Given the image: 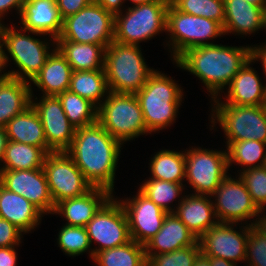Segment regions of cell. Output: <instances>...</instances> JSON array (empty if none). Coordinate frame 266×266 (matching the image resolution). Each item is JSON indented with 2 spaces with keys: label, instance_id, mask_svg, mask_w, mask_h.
Returning a JSON list of instances; mask_svg holds the SVG:
<instances>
[{
  "label": "cell",
  "instance_id": "cell-1",
  "mask_svg": "<svg viewBox=\"0 0 266 266\" xmlns=\"http://www.w3.org/2000/svg\"><path fill=\"white\" fill-rule=\"evenodd\" d=\"M121 145L97 121L76 129L66 153L93 187L106 189L112 194Z\"/></svg>",
  "mask_w": 266,
  "mask_h": 266
},
{
  "label": "cell",
  "instance_id": "cell-2",
  "mask_svg": "<svg viewBox=\"0 0 266 266\" xmlns=\"http://www.w3.org/2000/svg\"><path fill=\"white\" fill-rule=\"evenodd\" d=\"M251 59V46L203 45L185 51L176 61L178 67L197 76L210 92L211 99L229 86L233 77Z\"/></svg>",
  "mask_w": 266,
  "mask_h": 266
},
{
  "label": "cell",
  "instance_id": "cell-3",
  "mask_svg": "<svg viewBox=\"0 0 266 266\" xmlns=\"http://www.w3.org/2000/svg\"><path fill=\"white\" fill-rule=\"evenodd\" d=\"M182 91L173 78L155 70L141 90L135 93L150 134L170 127L176 120L183 99Z\"/></svg>",
  "mask_w": 266,
  "mask_h": 266
},
{
  "label": "cell",
  "instance_id": "cell-4",
  "mask_svg": "<svg viewBox=\"0 0 266 266\" xmlns=\"http://www.w3.org/2000/svg\"><path fill=\"white\" fill-rule=\"evenodd\" d=\"M140 45L113 41L105 49L104 70L109 92L135 94L155 71L144 60Z\"/></svg>",
  "mask_w": 266,
  "mask_h": 266
},
{
  "label": "cell",
  "instance_id": "cell-5",
  "mask_svg": "<svg viewBox=\"0 0 266 266\" xmlns=\"http://www.w3.org/2000/svg\"><path fill=\"white\" fill-rule=\"evenodd\" d=\"M24 32V33H22ZM27 32L21 28V32L15 30L14 26L0 25V36L3 46L10 57L3 51L5 66L9 59L13 60L19 68L18 71H8L7 76L29 82L40 72L48 56L52 53L48 42L41 41L33 36L25 35ZM49 50V51H48ZM29 79V80H28Z\"/></svg>",
  "mask_w": 266,
  "mask_h": 266
},
{
  "label": "cell",
  "instance_id": "cell-6",
  "mask_svg": "<svg viewBox=\"0 0 266 266\" xmlns=\"http://www.w3.org/2000/svg\"><path fill=\"white\" fill-rule=\"evenodd\" d=\"M170 2H154L128 7L114 15V41L138 45L156 34L166 32L167 9ZM141 41V42H140Z\"/></svg>",
  "mask_w": 266,
  "mask_h": 266
},
{
  "label": "cell",
  "instance_id": "cell-7",
  "mask_svg": "<svg viewBox=\"0 0 266 266\" xmlns=\"http://www.w3.org/2000/svg\"><path fill=\"white\" fill-rule=\"evenodd\" d=\"M98 107V122L122 144L148 134L143 113L135 94L109 92Z\"/></svg>",
  "mask_w": 266,
  "mask_h": 266
},
{
  "label": "cell",
  "instance_id": "cell-8",
  "mask_svg": "<svg viewBox=\"0 0 266 266\" xmlns=\"http://www.w3.org/2000/svg\"><path fill=\"white\" fill-rule=\"evenodd\" d=\"M166 32L169 33L171 39L168 41L170 44H167L172 45L170 47L173 51L174 62L185 51L198 46L215 44L208 40L225 35L223 26L219 22L183 13L171 3L167 9Z\"/></svg>",
  "mask_w": 266,
  "mask_h": 266
},
{
  "label": "cell",
  "instance_id": "cell-9",
  "mask_svg": "<svg viewBox=\"0 0 266 266\" xmlns=\"http://www.w3.org/2000/svg\"><path fill=\"white\" fill-rule=\"evenodd\" d=\"M56 41L89 43L107 48L114 41V15L93 0L76 14L63 19L62 32Z\"/></svg>",
  "mask_w": 266,
  "mask_h": 266
},
{
  "label": "cell",
  "instance_id": "cell-10",
  "mask_svg": "<svg viewBox=\"0 0 266 266\" xmlns=\"http://www.w3.org/2000/svg\"><path fill=\"white\" fill-rule=\"evenodd\" d=\"M211 106V128L215 127V123H219L225 133L226 142L257 140L266 143V105Z\"/></svg>",
  "mask_w": 266,
  "mask_h": 266
},
{
  "label": "cell",
  "instance_id": "cell-11",
  "mask_svg": "<svg viewBox=\"0 0 266 266\" xmlns=\"http://www.w3.org/2000/svg\"><path fill=\"white\" fill-rule=\"evenodd\" d=\"M186 151L185 180L195 189V195L211 196L228 176L227 151L200 147Z\"/></svg>",
  "mask_w": 266,
  "mask_h": 266
},
{
  "label": "cell",
  "instance_id": "cell-12",
  "mask_svg": "<svg viewBox=\"0 0 266 266\" xmlns=\"http://www.w3.org/2000/svg\"><path fill=\"white\" fill-rule=\"evenodd\" d=\"M112 195L85 226L90 243L99 247L91 249L94 256L103 250L119 247L131 241L128 220L119 199Z\"/></svg>",
  "mask_w": 266,
  "mask_h": 266
},
{
  "label": "cell",
  "instance_id": "cell-13",
  "mask_svg": "<svg viewBox=\"0 0 266 266\" xmlns=\"http://www.w3.org/2000/svg\"><path fill=\"white\" fill-rule=\"evenodd\" d=\"M43 169L54 205L82 196L93 188L66 152L48 153Z\"/></svg>",
  "mask_w": 266,
  "mask_h": 266
},
{
  "label": "cell",
  "instance_id": "cell-14",
  "mask_svg": "<svg viewBox=\"0 0 266 266\" xmlns=\"http://www.w3.org/2000/svg\"><path fill=\"white\" fill-rule=\"evenodd\" d=\"M215 198L213 203L215 214L220 223L242 222L259 217L266 210H259L252 201L244 182L227 176L216 191L211 195Z\"/></svg>",
  "mask_w": 266,
  "mask_h": 266
},
{
  "label": "cell",
  "instance_id": "cell-15",
  "mask_svg": "<svg viewBox=\"0 0 266 266\" xmlns=\"http://www.w3.org/2000/svg\"><path fill=\"white\" fill-rule=\"evenodd\" d=\"M249 225L242 231L234 230V223H220L212 226L199 239L201 253L206 257H218L237 264L246 258Z\"/></svg>",
  "mask_w": 266,
  "mask_h": 266
},
{
  "label": "cell",
  "instance_id": "cell-16",
  "mask_svg": "<svg viewBox=\"0 0 266 266\" xmlns=\"http://www.w3.org/2000/svg\"><path fill=\"white\" fill-rule=\"evenodd\" d=\"M40 98L39 103L31 99V105L43 125L48 153L66 152L72 144L76 128L65 115L57 96L43 95Z\"/></svg>",
  "mask_w": 266,
  "mask_h": 266
},
{
  "label": "cell",
  "instance_id": "cell-17",
  "mask_svg": "<svg viewBox=\"0 0 266 266\" xmlns=\"http://www.w3.org/2000/svg\"><path fill=\"white\" fill-rule=\"evenodd\" d=\"M0 184L8 191L24 196L43 214L54 211L55 205L43 168L0 170Z\"/></svg>",
  "mask_w": 266,
  "mask_h": 266
},
{
  "label": "cell",
  "instance_id": "cell-18",
  "mask_svg": "<svg viewBox=\"0 0 266 266\" xmlns=\"http://www.w3.org/2000/svg\"><path fill=\"white\" fill-rule=\"evenodd\" d=\"M132 199L119 200L129 225L131 240L145 245L161 229L167 212L140 190Z\"/></svg>",
  "mask_w": 266,
  "mask_h": 266
},
{
  "label": "cell",
  "instance_id": "cell-19",
  "mask_svg": "<svg viewBox=\"0 0 266 266\" xmlns=\"http://www.w3.org/2000/svg\"><path fill=\"white\" fill-rule=\"evenodd\" d=\"M20 17L23 29L33 35L49 34L56 44L63 27L56 0H25Z\"/></svg>",
  "mask_w": 266,
  "mask_h": 266
},
{
  "label": "cell",
  "instance_id": "cell-20",
  "mask_svg": "<svg viewBox=\"0 0 266 266\" xmlns=\"http://www.w3.org/2000/svg\"><path fill=\"white\" fill-rule=\"evenodd\" d=\"M254 60L249 59L245 65L233 77L228 86V95L226 102L213 99L214 104H230V105H249L263 106L266 105V84L262 85L257 71L250 67Z\"/></svg>",
  "mask_w": 266,
  "mask_h": 266
},
{
  "label": "cell",
  "instance_id": "cell-21",
  "mask_svg": "<svg viewBox=\"0 0 266 266\" xmlns=\"http://www.w3.org/2000/svg\"><path fill=\"white\" fill-rule=\"evenodd\" d=\"M209 197V199H208ZM209 195L188 194L178 201L174 214L199 239L218 223L213 202Z\"/></svg>",
  "mask_w": 266,
  "mask_h": 266
},
{
  "label": "cell",
  "instance_id": "cell-22",
  "mask_svg": "<svg viewBox=\"0 0 266 266\" xmlns=\"http://www.w3.org/2000/svg\"><path fill=\"white\" fill-rule=\"evenodd\" d=\"M111 196L108 190L93 187L82 196L57 203L52 214H61L67 220L66 225L85 227Z\"/></svg>",
  "mask_w": 266,
  "mask_h": 266
},
{
  "label": "cell",
  "instance_id": "cell-23",
  "mask_svg": "<svg viewBox=\"0 0 266 266\" xmlns=\"http://www.w3.org/2000/svg\"><path fill=\"white\" fill-rule=\"evenodd\" d=\"M197 242L195 235L174 213H167L161 229L144 245L145 254H166Z\"/></svg>",
  "mask_w": 266,
  "mask_h": 266
},
{
  "label": "cell",
  "instance_id": "cell-24",
  "mask_svg": "<svg viewBox=\"0 0 266 266\" xmlns=\"http://www.w3.org/2000/svg\"><path fill=\"white\" fill-rule=\"evenodd\" d=\"M44 215L24 196L8 191L0 184V217L20 229L23 234L34 230Z\"/></svg>",
  "mask_w": 266,
  "mask_h": 266
},
{
  "label": "cell",
  "instance_id": "cell-25",
  "mask_svg": "<svg viewBox=\"0 0 266 266\" xmlns=\"http://www.w3.org/2000/svg\"><path fill=\"white\" fill-rule=\"evenodd\" d=\"M72 72L66 58L55 47L32 82L44 96H57L69 89Z\"/></svg>",
  "mask_w": 266,
  "mask_h": 266
},
{
  "label": "cell",
  "instance_id": "cell-26",
  "mask_svg": "<svg viewBox=\"0 0 266 266\" xmlns=\"http://www.w3.org/2000/svg\"><path fill=\"white\" fill-rule=\"evenodd\" d=\"M224 3V34L250 35L263 29L265 7L252 5L245 0H224Z\"/></svg>",
  "mask_w": 266,
  "mask_h": 266
},
{
  "label": "cell",
  "instance_id": "cell-27",
  "mask_svg": "<svg viewBox=\"0 0 266 266\" xmlns=\"http://www.w3.org/2000/svg\"><path fill=\"white\" fill-rule=\"evenodd\" d=\"M32 93V87L29 82L9 76L0 81L1 127H5L13 117L31 106Z\"/></svg>",
  "mask_w": 266,
  "mask_h": 266
},
{
  "label": "cell",
  "instance_id": "cell-28",
  "mask_svg": "<svg viewBox=\"0 0 266 266\" xmlns=\"http://www.w3.org/2000/svg\"><path fill=\"white\" fill-rule=\"evenodd\" d=\"M9 141L43 148L48 153L45 132L33 106L13 117L5 126Z\"/></svg>",
  "mask_w": 266,
  "mask_h": 266
},
{
  "label": "cell",
  "instance_id": "cell-29",
  "mask_svg": "<svg viewBox=\"0 0 266 266\" xmlns=\"http://www.w3.org/2000/svg\"><path fill=\"white\" fill-rule=\"evenodd\" d=\"M55 46L73 71L104 69L106 48L102 45L56 41Z\"/></svg>",
  "mask_w": 266,
  "mask_h": 266
},
{
  "label": "cell",
  "instance_id": "cell-30",
  "mask_svg": "<svg viewBox=\"0 0 266 266\" xmlns=\"http://www.w3.org/2000/svg\"><path fill=\"white\" fill-rule=\"evenodd\" d=\"M68 90L99 107L109 93L105 70L73 71Z\"/></svg>",
  "mask_w": 266,
  "mask_h": 266
},
{
  "label": "cell",
  "instance_id": "cell-31",
  "mask_svg": "<svg viewBox=\"0 0 266 266\" xmlns=\"http://www.w3.org/2000/svg\"><path fill=\"white\" fill-rule=\"evenodd\" d=\"M48 153L40 147L8 141L0 170L43 168Z\"/></svg>",
  "mask_w": 266,
  "mask_h": 266
},
{
  "label": "cell",
  "instance_id": "cell-32",
  "mask_svg": "<svg viewBox=\"0 0 266 266\" xmlns=\"http://www.w3.org/2000/svg\"><path fill=\"white\" fill-rule=\"evenodd\" d=\"M181 152L168 149L157 152L150 161L151 178L183 184L185 153Z\"/></svg>",
  "mask_w": 266,
  "mask_h": 266
},
{
  "label": "cell",
  "instance_id": "cell-33",
  "mask_svg": "<svg viewBox=\"0 0 266 266\" xmlns=\"http://www.w3.org/2000/svg\"><path fill=\"white\" fill-rule=\"evenodd\" d=\"M93 260L98 266H147L144 245L133 240L125 245L100 251Z\"/></svg>",
  "mask_w": 266,
  "mask_h": 266
},
{
  "label": "cell",
  "instance_id": "cell-34",
  "mask_svg": "<svg viewBox=\"0 0 266 266\" xmlns=\"http://www.w3.org/2000/svg\"><path fill=\"white\" fill-rule=\"evenodd\" d=\"M65 115L76 128H82L98 121V107L90 100L69 90L57 95Z\"/></svg>",
  "mask_w": 266,
  "mask_h": 266
},
{
  "label": "cell",
  "instance_id": "cell-35",
  "mask_svg": "<svg viewBox=\"0 0 266 266\" xmlns=\"http://www.w3.org/2000/svg\"><path fill=\"white\" fill-rule=\"evenodd\" d=\"M226 144L228 167L234 162L243 165L242 170L265 166L266 143L257 140H243Z\"/></svg>",
  "mask_w": 266,
  "mask_h": 266
},
{
  "label": "cell",
  "instance_id": "cell-36",
  "mask_svg": "<svg viewBox=\"0 0 266 266\" xmlns=\"http://www.w3.org/2000/svg\"><path fill=\"white\" fill-rule=\"evenodd\" d=\"M183 186L185 185L149 178L140 186L139 190L161 209L167 213H173V206L170 207L169 204L177 197L179 199V195H182L184 189Z\"/></svg>",
  "mask_w": 266,
  "mask_h": 266
},
{
  "label": "cell",
  "instance_id": "cell-37",
  "mask_svg": "<svg viewBox=\"0 0 266 266\" xmlns=\"http://www.w3.org/2000/svg\"><path fill=\"white\" fill-rule=\"evenodd\" d=\"M170 3L183 13L208 18L222 26L224 24V0H172Z\"/></svg>",
  "mask_w": 266,
  "mask_h": 266
},
{
  "label": "cell",
  "instance_id": "cell-38",
  "mask_svg": "<svg viewBox=\"0 0 266 266\" xmlns=\"http://www.w3.org/2000/svg\"><path fill=\"white\" fill-rule=\"evenodd\" d=\"M58 245L60 249L69 256H78L83 252L89 251L90 257L93 259L90 239L85 227L64 225L59 231Z\"/></svg>",
  "mask_w": 266,
  "mask_h": 266
},
{
  "label": "cell",
  "instance_id": "cell-39",
  "mask_svg": "<svg viewBox=\"0 0 266 266\" xmlns=\"http://www.w3.org/2000/svg\"><path fill=\"white\" fill-rule=\"evenodd\" d=\"M201 254L199 241L166 254L146 255L147 266H194Z\"/></svg>",
  "mask_w": 266,
  "mask_h": 266
},
{
  "label": "cell",
  "instance_id": "cell-40",
  "mask_svg": "<svg viewBox=\"0 0 266 266\" xmlns=\"http://www.w3.org/2000/svg\"><path fill=\"white\" fill-rule=\"evenodd\" d=\"M240 179L244 182L252 201L259 210L266 208V167L240 170ZM265 207V208H264Z\"/></svg>",
  "mask_w": 266,
  "mask_h": 266
},
{
  "label": "cell",
  "instance_id": "cell-41",
  "mask_svg": "<svg viewBox=\"0 0 266 266\" xmlns=\"http://www.w3.org/2000/svg\"><path fill=\"white\" fill-rule=\"evenodd\" d=\"M245 261L249 266H266V237L250 225Z\"/></svg>",
  "mask_w": 266,
  "mask_h": 266
},
{
  "label": "cell",
  "instance_id": "cell-42",
  "mask_svg": "<svg viewBox=\"0 0 266 266\" xmlns=\"http://www.w3.org/2000/svg\"><path fill=\"white\" fill-rule=\"evenodd\" d=\"M22 233L15 225L0 217V247L20 245Z\"/></svg>",
  "mask_w": 266,
  "mask_h": 266
},
{
  "label": "cell",
  "instance_id": "cell-43",
  "mask_svg": "<svg viewBox=\"0 0 266 266\" xmlns=\"http://www.w3.org/2000/svg\"><path fill=\"white\" fill-rule=\"evenodd\" d=\"M93 0H56L62 19L76 14L82 8L88 6Z\"/></svg>",
  "mask_w": 266,
  "mask_h": 266
},
{
  "label": "cell",
  "instance_id": "cell-44",
  "mask_svg": "<svg viewBox=\"0 0 266 266\" xmlns=\"http://www.w3.org/2000/svg\"><path fill=\"white\" fill-rule=\"evenodd\" d=\"M16 253L15 246L0 247V266H16Z\"/></svg>",
  "mask_w": 266,
  "mask_h": 266
},
{
  "label": "cell",
  "instance_id": "cell-45",
  "mask_svg": "<svg viewBox=\"0 0 266 266\" xmlns=\"http://www.w3.org/2000/svg\"><path fill=\"white\" fill-rule=\"evenodd\" d=\"M24 2L25 0H0V25L2 24L1 19L5 13L8 12V10L10 11L12 8H14L15 10L19 11L17 13L20 15Z\"/></svg>",
  "mask_w": 266,
  "mask_h": 266
},
{
  "label": "cell",
  "instance_id": "cell-46",
  "mask_svg": "<svg viewBox=\"0 0 266 266\" xmlns=\"http://www.w3.org/2000/svg\"><path fill=\"white\" fill-rule=\"evenodd\" d=\"M106 11L116 15L122 12L121 7L125 0H94Z\"/></svg>",
  "mask_w": 266,
  "mask_h": 266
},
{
  "label": "cell",
  "instance_id": "cell-47",
  "mask_svg": "<svg viewBox=\"0 0 266 266\" xmlns=\"http://www.w3.org/2000/svg\"><path fill=\"white\" fill-rule=\"evenodd\" d=\"M251 58L254 61L260 60L264 69V73L266 76V44L265 45H259V46H252L251 47Z\"/></svg>",
  "mask_w": 266,
  "mask_h": 266
},
{
  "label": "cell",
  "instance_id": "cell-48",
  "mask_svg": "<svg viewBox=\"0 0 266 266\" xmlns=\"http://www.w3.org/2000/svg\"><path fill=\"white\" fill-rule=\"evenodd\" d=\"M8 137H7V132L5 127L0 126V163H2L4 154H5V149L8 143ZM1 166V164H0Z\"/></svg>",
  "mask_w": 266,
  "mask_h": 266
},
{
  "label": "cell",
  "instance_id": "cell-49",
  "mask_svg": "<svg viewBox=\"0 0 266 266\" xmlns=\"http://www.w3.org/2000/svg\"><path fill=\"white\" fill-rule=\"evenodd\" d=\"M253 220L254 221L251 222L250 226H253L258 232H260L263 236L266 237V215L264 214L263 217L260 216V218H256Z\"/></svg>",
  "mask_w": 266,
  "mask_h": 266
},
{
  "label": "cell",
  "instance_id": "cell-50",
  "mask_svg": "<svg viewBox=\"0 0 266 266\" xmlns=\"http://www.w3.org/2000/svg\"><path fill=\"white\" fill-rule=\"evenodd\" d=\"M210 260L211 266H237L236 263L218 257H207Z\"/></svg>",
  "mask_w": 266,
  "mask_h": 266
},
{
  "label": "cell",
  "instance_id": "cell-51",
  "mask_svg": "<svg viewBox=\"0 0 266 266\" xmlns=\"http://www.w3.org/2000/svg\"><path fill=\"white\" fill-rule=\"evenodd\" d=\"M3 43H2V39H1V36H0V77H6L7 76V73L3 72V74H1L2 70L5 68V64H4V60H3V51L5 50V48L3 49Z\"/></svg>",
  "mask_w": 266,
  "mask_h": 266
},
{
  "label": "cell",
  "instance_id": "cell-52",
  "mask_svg": "<svg viewBox=\"0 0 266 266\" xmlns=\"http://www.w3.org/2000/svg\"><path fill=\"white\" fill-rule=\"evenodd\" d=\"M194 266H211V263L210 260L201 253Z\"/></svg>",
  "mask_w": 266,
  "mask_h": 266
},
{
  "label": "cell",
  "instance_id": "cell-53",
  "mask_svg": "<svg viewBox=\"0 0 266 266\" xmlns=\"http://www.w3.org/2000/svg\"><path fill=\"white\" fill-rule=\"evenodd\" d=\"M134 6L154 2H170L169 0H130Z\"/></svg>",
  "mask_w": 266,
  "mask_h": 266
},
{
  "label": "cell",
  "instance_id": "cell-54",
  "mask_svg": "<svg viewBox=\"0 0 266 266\" xmlns=\"http://www.w3.org/2000/svg\"><path fill=\"white\" fill-rule=\"evenodd\" d=\"M246 2L259 7H266V0H245Z\"/></svg>",
  "mask_w": 266,
  "mask_h": 266
},
{
  "label": "cell",
  "instance_id": "cell-55",
  "mask_svg": "<svg viewBox=\"0 0 266 266\" xmlns=\"http://www.w3.org/2000/svg\"><path fill=\"white\" fill-rule=\"evenodd\" d=\"M263 28L266 29V7L263 12Z\"/></svg>",
  "mask_w": 266,
  "mask_h": 266
}]
</instances>
